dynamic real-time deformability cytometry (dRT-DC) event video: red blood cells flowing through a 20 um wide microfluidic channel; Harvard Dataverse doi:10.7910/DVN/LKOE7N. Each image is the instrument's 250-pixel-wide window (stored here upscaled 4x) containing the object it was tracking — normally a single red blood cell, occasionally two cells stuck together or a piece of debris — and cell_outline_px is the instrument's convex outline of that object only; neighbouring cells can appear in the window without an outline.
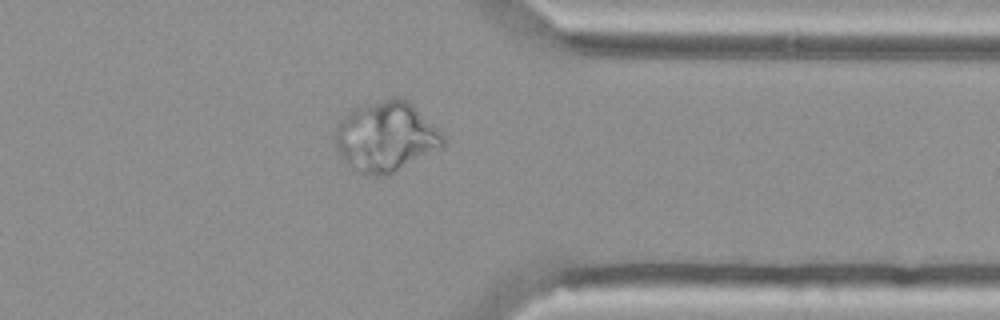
{"species": "Egyptian fruit bat (a non-hibernating species)", "species_latin": "Rousettus aegyptiacus", "temperature_condition": "cold", "stored_images_in_passage": 53, "camera_frame_rate_fps": 3000, "um_per_image_px": 0.085, "animal": {"sex": "female"}, "frame": {"image": 1, "passage_image": 42, "time_ms": 13.667, "image_size_px": [1000, 320], "cell_outline_px": [[444, 148], [388, 176], [368, 176], [356, 172], [344, 164], [336, 148], [336, 128], [340, 120], [348, 112], [364, 104], [384, 100], [408, 100], [444, 136]], "centroid_in_image_um": [32.79, 11.7], "position_along_channel_um": 378.6, "area_um2": 44.1}}
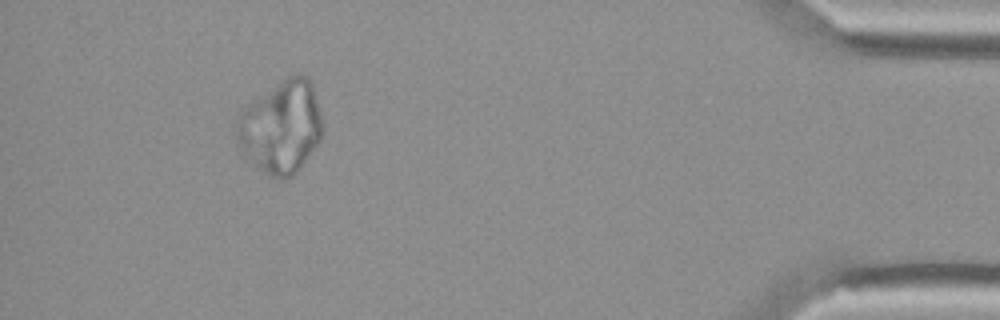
{"frame": {"image": 2, "passage_image": 49, "time_ms": 16.0, "image_size_px": [1000, 320], "cell_outline_px": [[324, 132], [320, 140], [300, 168], [292, 176], [284, 180], [276, 180], [268, 176], [244, 156], [236, 140], [236, 116], [240, 108], [288, 76], [296, 72], [300, 72], [308, 76], [312, 80], [324, 128]], "centroid_in_image_um": [23.88, 10.78], "position_along_channel_um": 411.3, "area_um2": 47.4}}